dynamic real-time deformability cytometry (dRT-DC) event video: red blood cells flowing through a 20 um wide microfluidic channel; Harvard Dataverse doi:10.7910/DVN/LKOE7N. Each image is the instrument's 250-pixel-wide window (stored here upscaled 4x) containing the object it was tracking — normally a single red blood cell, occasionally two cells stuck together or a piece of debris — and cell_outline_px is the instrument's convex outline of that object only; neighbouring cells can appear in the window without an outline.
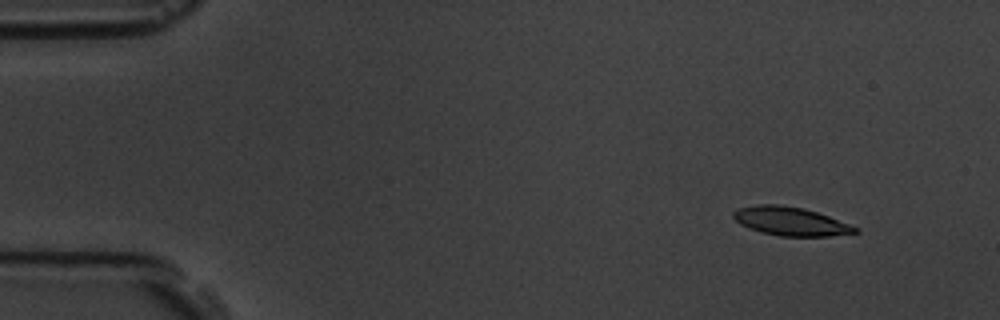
{"species": "common noctule bat (a hibernating species)", "species_latin": "Nyctalus noctula", "temperature_condition": "room temperature", "stored_images_in_passage": 10, "camera_frame_rate_fps": 3000, "um_per_image_px": 0.085, "animal": {"sex": "male", "body_mass_g": 19.5, "forearm_length_mm": 54.6}, "frame": {"image": 1, "passage_image": 2, "time_ms": 1.0, "image_size_px": [1000, 320], "cell_outline_px": [[860, 232], [828, 236], [780, 236], [760, 232], [748, 228], [740, 224], [732, 216], [732, 212], [740, 208], [756, 204], [776, 204], [804, 208], [828, 216], [860, 228]], "centroid_in_image_um": [67.19, 18.81], "position_along_channel_um": 17.8, "area_um2": 20.29}}
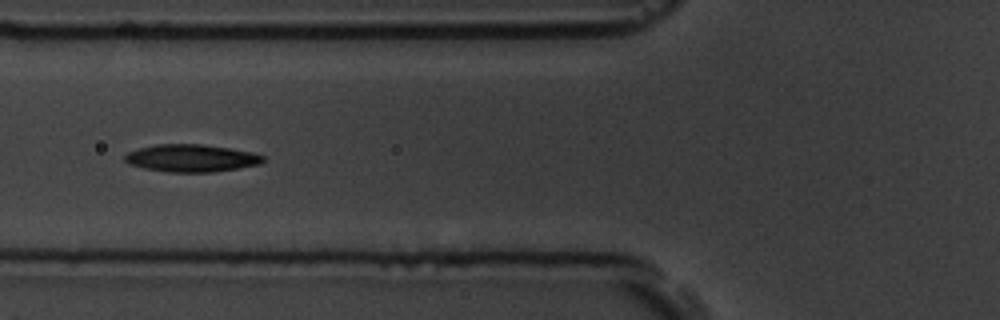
{"frame": {"image": 2, "passage_image": 6, "time_ms": 6.333, "image_size_px": [1000, 320], "cell_outline_px": [[264, 160], [260, 164], [212, 172], [168, 172], [144, 168], [128, 164], [124, 160], [124, 156], [128, 152], [140, 148], [156, 144], [200, 144], [228, 148], [252, 152], [264, 156]], "centroid_in_image_um": [16.23, 13.44], "position_along_channel_um": 109.6, "area_um2": 21.96}}
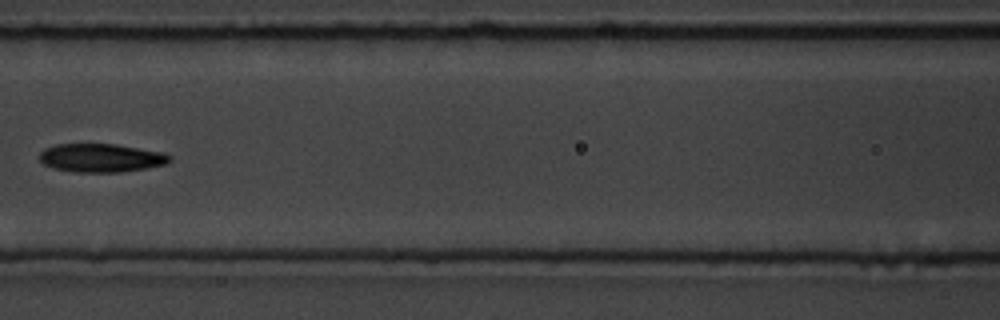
{"frame": {"image": 3, "passage_image": 7, "time_ms": 7.667, "image_size_px": [1000, 320], "cell_outline_px": [[172, 160], [164, 164], [148, 168], [120, 172], [72, 172], [52, 168], [44, 164], [40, 160], [40, 152], [44, 148], [56, 144], [116, 144], [164, 152], [172, 156]], "centroid_in_image_um": [8.6, 13.42], "position_along_channel_um": 158.0, "area_um2": 21.79}}